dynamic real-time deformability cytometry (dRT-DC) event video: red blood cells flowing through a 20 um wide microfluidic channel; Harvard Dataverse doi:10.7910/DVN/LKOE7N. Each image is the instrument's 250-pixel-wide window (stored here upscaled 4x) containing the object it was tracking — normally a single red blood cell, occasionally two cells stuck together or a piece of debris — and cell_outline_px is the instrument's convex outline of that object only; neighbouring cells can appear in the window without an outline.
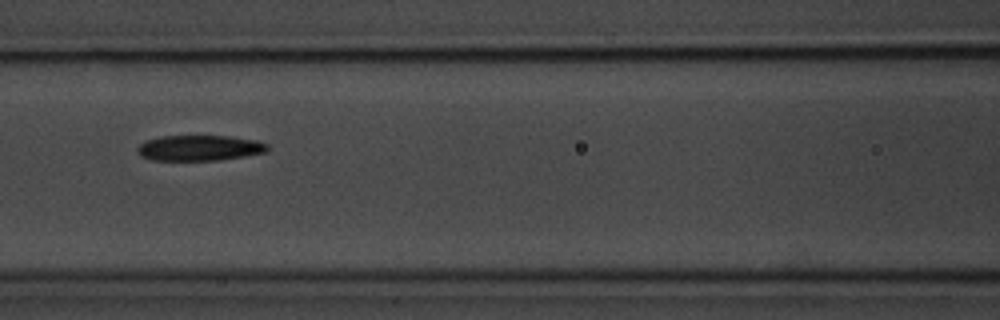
{"species": "common noctule bat (a hibernating species)", "species_latin": "Nyctalus noctula", "temperature_condition": "room temperature", "stored_images_in_passage": 12, "segment_of_instrument_passage": [1, 2], "camera_frame_rate_fps": 3000, "um_per_image_px": 0.085, "animal": {"sex": "male", "body_mass_g": 20.1, "forearm_length_mm": 53.5}, "frame": {"image": 1, "passage_image": 3, "time_ms": 2.333, "image_size_px": [1000, 320], "cell_outline_px": [[268, 152], [244, 156], [216, 160], [152, 160], [140, 156], [136, 152], [136, 148], [144, 140], [160, 136], [232, 136], [256, 140], [268, 144]], "centroid_in_image_um": [16.93, 12.57], "position_along_channel_um": 149.7, "area_um2": 19.54}}
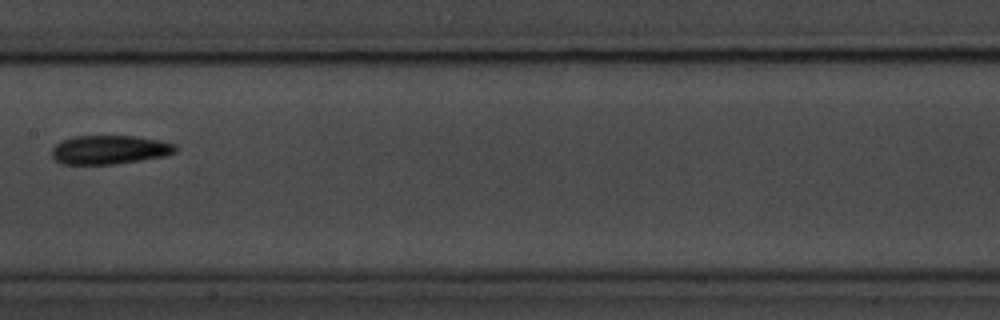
{"frame": {"image": 2, "passage_image": 4, "time_ms": 3.667, "image_size_px": [1000, 320], "cell_outline_px": [[176, 152], [164, 156], [116, 164], [60, 164], [52, 156], [52, 148], [60, 140], [72, 136], [136, 136], [160, 140], [176, 144]], "centroid_in_image_um": [9.29, 12.72], "position_along_channel_um": 198.1, "area_um2": 20.92}}
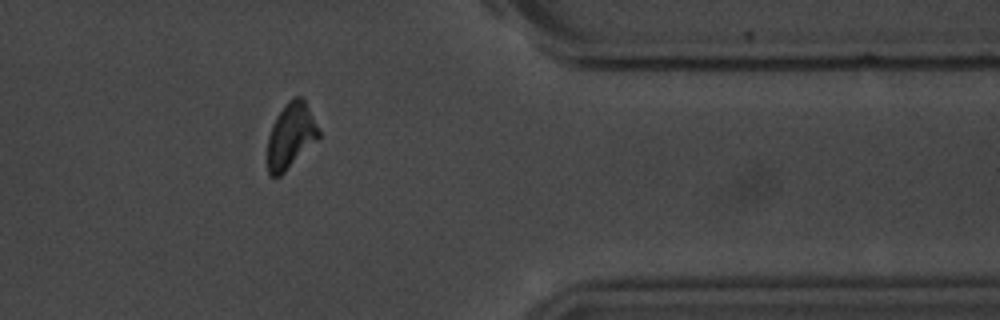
{"frame": {"image": 3, "passage_image": 9, "time_ms": 9.333, "image_size_px": [1000, 320], "cell_outline_px": [[320, 136], [280, 176], [272, 176], [268, 172], [268, 136], [272, 124], [276, 116], [284, 104], [292, 96], [304, 96], [320, 132]], "centroid_in_image_um": [24.71, 11.47], "position_along_channel_um": 386.7, "area_um2": 19.42}}